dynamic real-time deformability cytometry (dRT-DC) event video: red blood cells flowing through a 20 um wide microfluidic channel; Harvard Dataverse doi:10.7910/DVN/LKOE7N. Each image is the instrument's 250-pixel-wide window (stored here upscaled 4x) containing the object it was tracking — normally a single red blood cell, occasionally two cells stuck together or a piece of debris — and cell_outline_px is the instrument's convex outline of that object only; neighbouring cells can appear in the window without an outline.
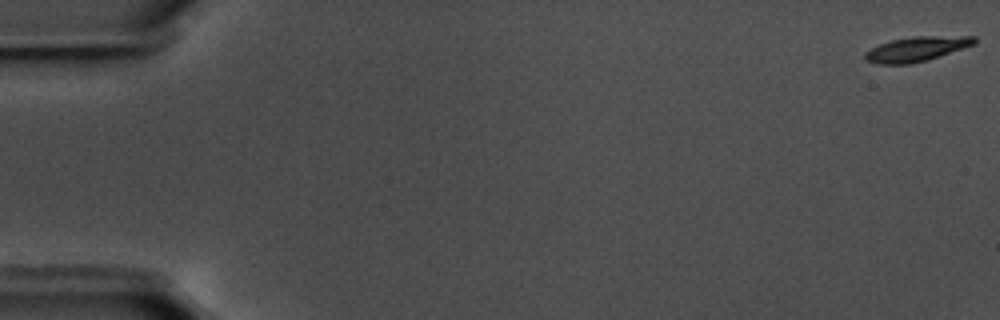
{"species": "common noctule bat (a hibernating species)", "species_latin": "Nyctalus noctula", "temperature_condition": "warm", "stored_images_in_passage": 58, "camera_frame_rate_fps": 3000, "um_per_image_px": 0.085, "animal": {"sex": "male", "body_mass_g": 17.5, "forearm_length_mm": 52.3}, "frame": {"image": 1, "passage_image": 1, "time_ms": 0.0, "image_size_px": [1000, 320], "cell_outline_px": [[976, 44], [924, 60], [908, 64], [880, 64], [868, 60], [864, 56], [864, 52], [880, 44], [892, 40], [916, 36], [976, 36]], "centroid_in_image_um": [77.92, 4.15], "position_along_channel_um": 7.1, "area_um2": 15.32}}
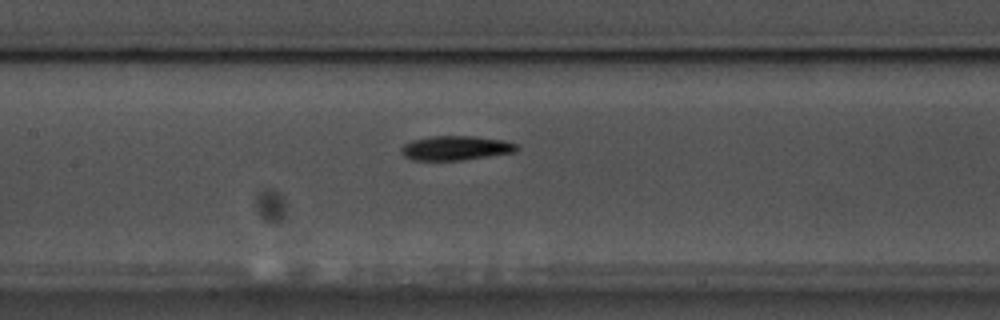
{"frame": {"image": 2, "passage_image": 28, "time_ms": 9.0, "image_size_px": [1000, 320], "cell_outline_px": [[520, 148], [516, 152], [460, 160], [412, 160], [404, 156], [400, 152], [400, 148], [404, 144], [412, 140], [432, 136], [476, 136], [504, 140], [516, 144]], "centroid_in_image_um": [38.73, 12.58], "position_along_channel_um": 168.7, "area_um2": 16.47}}
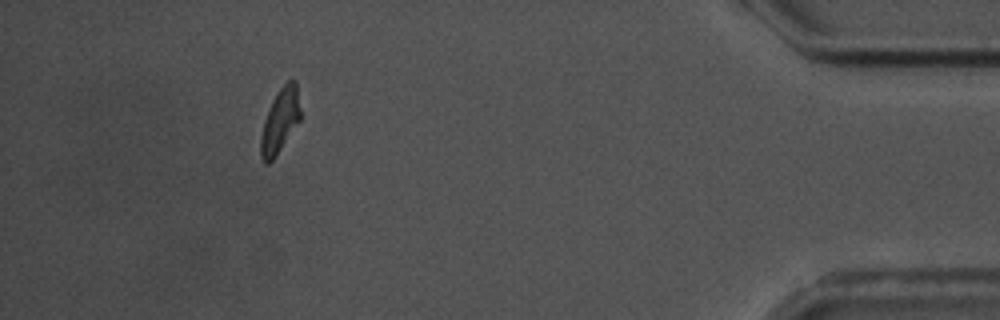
{"frame": {"image": 3, "passage_image": 53, "time_ms": 17.333, "image_size_px": [1000, 320], "cell_outline_px": [[300, 120], [272, 160], [268, 164], [264, 164], [260, 156], [260, 136], [264, 120], [268, 108], [272, 100], [280, 88], [288, 80], [296, 80], [300, 108]], "centroid_in_image_um": [23.78, 10.26], "position_along_channel_um": 411.4, "area_um2": 14.74}, "authors_computed_cell_mechanics": {"area_um2": 15.6349, "velocity_mm_per_s": 3.5922, "shape_relaxation_time_tau1_ms": 3.658, "shape_relaxation_time_tau2_ms": null, "deformation_change_tau1": 0.1581, "deformation_change_tau2": null}}